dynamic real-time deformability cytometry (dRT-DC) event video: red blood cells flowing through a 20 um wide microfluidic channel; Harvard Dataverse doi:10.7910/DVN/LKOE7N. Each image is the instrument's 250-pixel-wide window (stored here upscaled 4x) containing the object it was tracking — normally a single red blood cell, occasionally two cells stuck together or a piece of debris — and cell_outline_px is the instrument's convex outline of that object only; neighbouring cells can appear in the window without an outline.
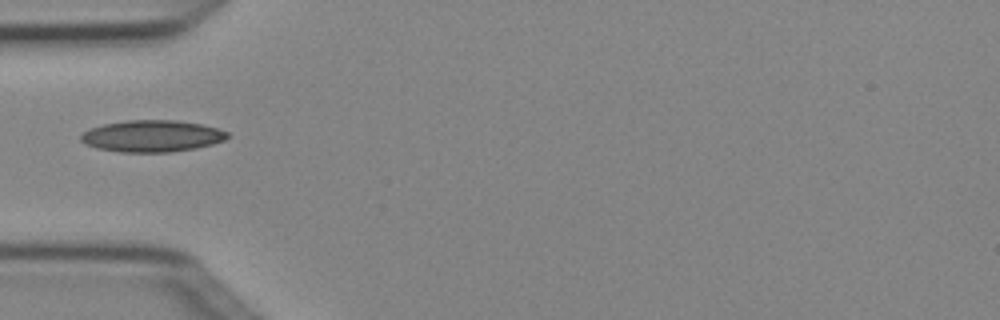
{"species": "Egyptian fruit bat (a non-hibernating species)", "species_latin": "Rousettus aegyptiacus", "temperature_condition": "cold", "stored_images_in_passage": 1, "camera_frame_rate_fps": 3000, "um_per_image_px": 0.085, "animal": {"sex": "female"}, "frame": {"image": 1, "passage_image": 1, "time_ms": 0.0, "image_size_px": [1000, 320], "cell_outline_px": [[228, 136], [224, 140], [212, 144], [196, 148], [168, 152], [120, 152], [96, 148], [84, 144], [80, 140], [80, 136], [84, 132], [92, 128], [104, 124], [128, 120], [176, 120], [200, 124], [216, 128], [228, 132]], "centroid_in_image_um": [12.9, 11.57], "position_along_channel_um": 72.1, "area_um2": 26.93}}